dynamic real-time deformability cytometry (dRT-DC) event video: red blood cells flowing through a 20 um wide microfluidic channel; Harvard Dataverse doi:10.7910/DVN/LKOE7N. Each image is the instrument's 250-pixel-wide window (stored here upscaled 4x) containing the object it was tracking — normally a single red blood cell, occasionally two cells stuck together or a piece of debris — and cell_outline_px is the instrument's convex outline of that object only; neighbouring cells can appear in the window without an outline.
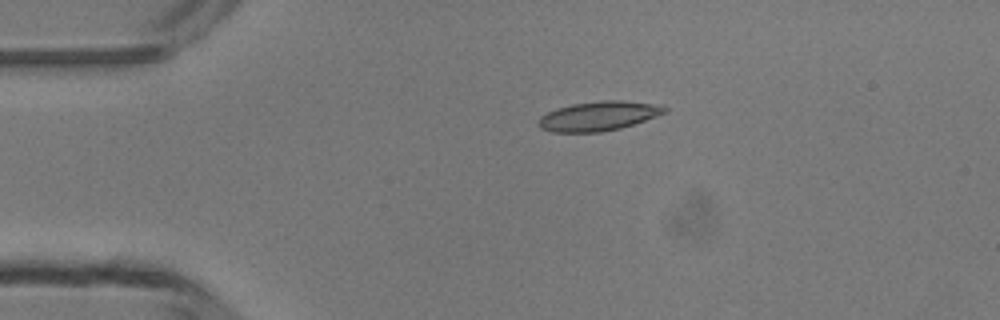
{"species": "common noctule bat (a hibernating species)", "species_latin": "Nyctalus noctula", "temperature_condition": "room temperature", "stored_images_in_passage": 4, "camera_frame_rate_fps": 3000, "um_per_image_px": 0.085, "animal": {"sex": "male", "body_mass_g": 13.3}, "frame": {"image": 1, "passage_image": 2, "time_ms": 1.333, "image_size_px": [1000, 320], "cell_outline_px": [[668, 112], [620, 128], [600, 132], [552, 132], [540, 128], [536, 124], [540, 116], [556, 108], [572, 104], [604, 100], [624, 100], [652, 104], [668, 108]], "centroid_in_image_um": [50.83, 9.86], "position_along_channel_um": 34.2, "area_um2": 21.5}}
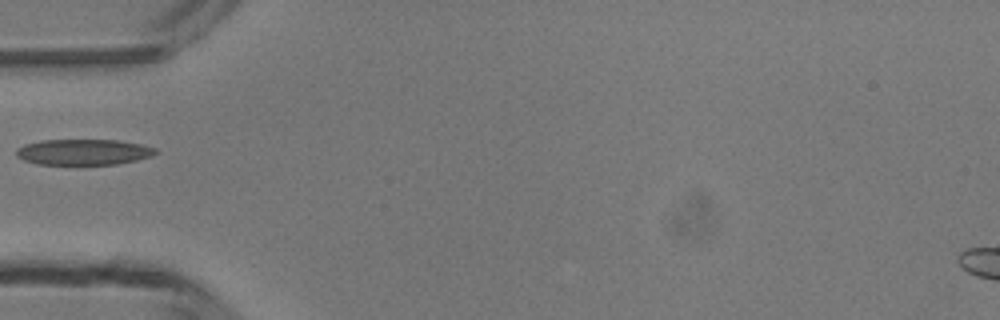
{"frame": {"image": 2, "passage_image": 4, "time_ms": 3.333, "image_size_px": [1000, 320], "cell_outline_px": [[160, 152], [152, 156], [136, 160], [116, 164], [40, 164], [24, 160], [16, 156], [16, 148], [24, 144], [40, 140], [116, 140], [140, 144], [156, 148]], "centroid_in_image_um": [7.1, 12.91], "position_along_channel_um": 77.9, "area_um2": 20.92}}